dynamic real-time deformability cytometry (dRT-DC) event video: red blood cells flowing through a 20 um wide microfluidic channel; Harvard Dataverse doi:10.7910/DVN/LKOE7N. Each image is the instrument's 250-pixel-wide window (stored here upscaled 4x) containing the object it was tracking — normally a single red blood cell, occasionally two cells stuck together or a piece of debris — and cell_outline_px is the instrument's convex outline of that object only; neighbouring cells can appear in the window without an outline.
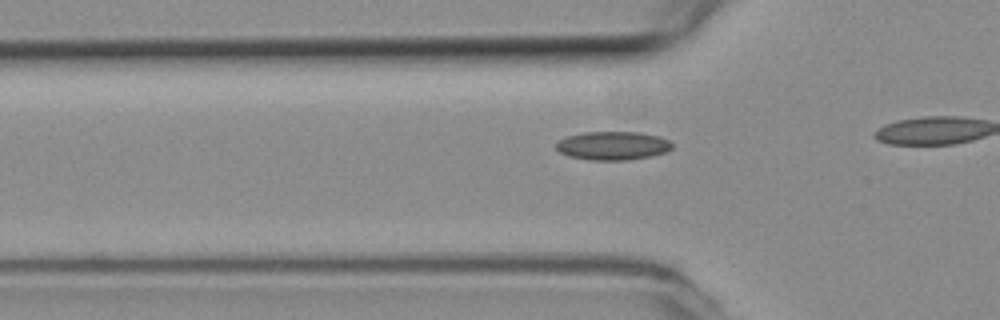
{"species": "common noctule bat (a hibernating species)", "species_latin": "Nyctalus noctula", "temperature_condition": "room temperature", "stored_images_in_passage": 8, "camera_frame_rate_fps": 3000, "um_per_image_px": 0.085, "animal": {"sex": "female", "body_mass_g": 19.3, "forearm_length_mm": 54.1}, "frame": {"image": 1, "passage_image": 5, "time_ms": 1.333, "image_size_px": [1000, 320], "cell_outline_px": [[672, 148], [664, 152], [648, 156], [628, 160], [588, 160], [568, 156], [560, 152], [556, 148], [556, 144], [560, 140], [568, 136], [584, 132], [640, 132], [660, 136], [668, 140], [672, 144]], "centroid_in_image_um": [52.08, 12.38], "position_along_channel_um": 73.7, "area_um2": 19.19}}